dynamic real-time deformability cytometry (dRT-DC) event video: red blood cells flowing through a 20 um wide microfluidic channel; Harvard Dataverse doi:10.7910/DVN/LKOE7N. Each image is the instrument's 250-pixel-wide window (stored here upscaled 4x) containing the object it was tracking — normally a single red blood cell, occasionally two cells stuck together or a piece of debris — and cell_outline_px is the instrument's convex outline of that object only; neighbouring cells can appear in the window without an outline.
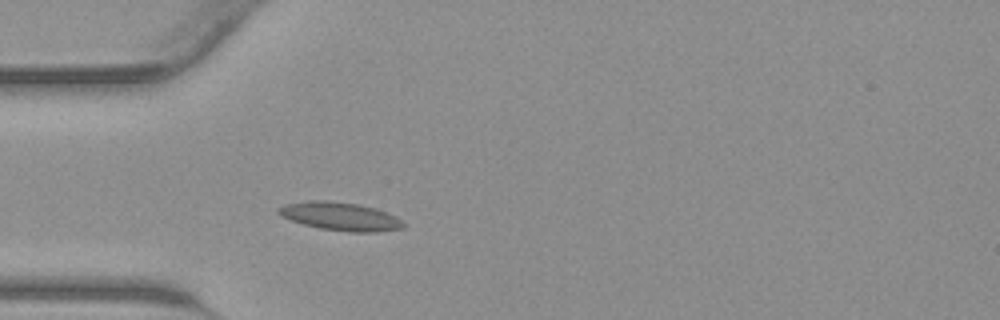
{"species": "common noctule bat (a hibernating species)", "species_latin": "Nyctalus noctula", "temperature_condition": "warm", "stored_images_in_passage": 24, "camera_frame_rate_fps": 3000, "um_per_image_px": 0.085, "animal": {"sex": "male", "body_mass_g": 23.1, "forearm_length_mm": 52.7}, "frame": {"image": 1, "passage_image": 4, "time_ms": 1.0, "image_size_px": [1000, 320], "cell_outline_px": [[404, 228], [380, 232], [348, 232], [320, 228], [304, 224], [280, 216], [276, 212], [280, 208], [288, 204], [308, 200], [328, 200], [360, 204], [384, 212], [400, 220], [404, 224]], "centroid_in_image_um": [28.91, 18.4], "position_along_channel_um": 56.1, "area_um2": 20.29}}
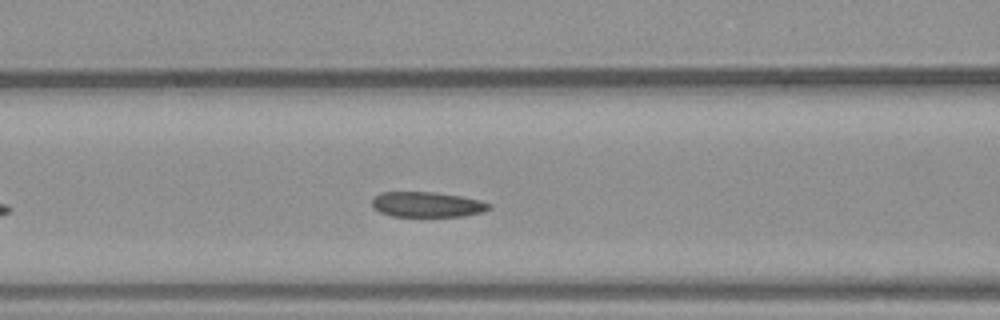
{"frame": {"image": 2, "passage_image": 9, "time_ms": 2.667, "image_size_px": [1000, 320], "cell_outline_px": [[492, 208], [480, 212], [464, 216], [392, 216], [380, 212], [372, 208], [372, 200], [380, 192], [436, 192], [460, 196], [480, 200], [492, 204]], "centroid_in_image_um": [36.3, 17.38], "position_along_channel_um": 130.3, "area_um2": 17.22}}
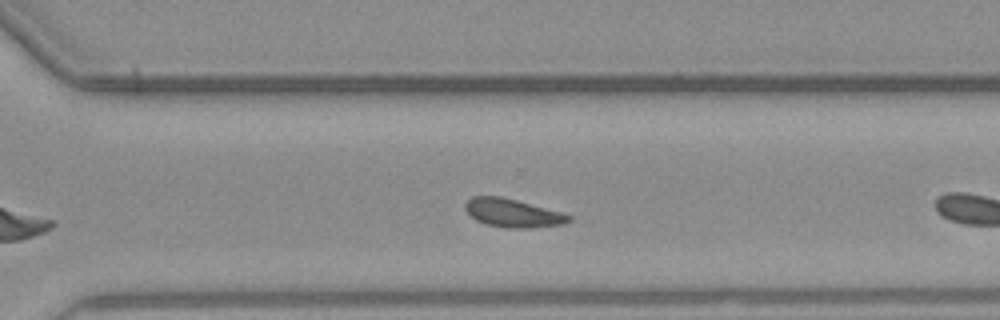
{"frame": {"image": 3, "passage_image": 19, "time_ms": 6.0, "image_size_px": [1000, 320], "cell_outline_px": [[572, 220], [564, 224], [528, 228], [504, 228], [488, 224], [476, 220], [464, 208], [464, 204], [472, 196], [500, 196], [516, 200], [560, 212], [572, 216]], "centroid_in_image_um": [43.58, 18.11], "position_along_channel_um": 327.0, "area_um2": 16.94}}